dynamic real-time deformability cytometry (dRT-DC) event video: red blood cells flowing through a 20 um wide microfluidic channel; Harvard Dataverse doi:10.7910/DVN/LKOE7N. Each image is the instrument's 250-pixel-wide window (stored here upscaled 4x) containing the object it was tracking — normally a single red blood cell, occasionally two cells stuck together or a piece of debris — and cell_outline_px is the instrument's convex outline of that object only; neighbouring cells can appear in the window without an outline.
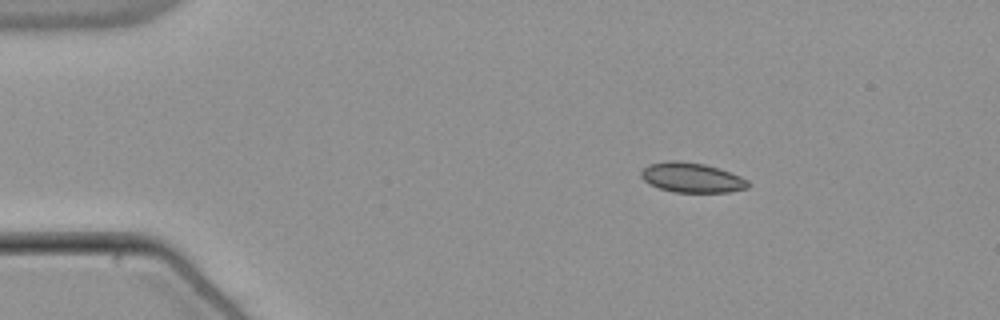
{"species": "common noctule bat (a hibernating species)", "species_latin": "Nyctalus noctula", "temperature_condition": "warm", "stored_images_in_passage": 46, "camera_frame_rate_fps": 3000, "um_per_image_px": 0.085, "animal": {"sex": "male", "body_mass_g": 21.5, "forearm_length_mm": 52.0}, "frame": {"image": 1, "passage_image": 1, "time_ms": 0.0, "image_size_px": [1000, 320], "cell_outline_px": [[748, 188], [728, 192], [676, 192], [660, 188], [644, 180], [640, 176], [640, 172], [648, 164], [668, 160], [676, 160], [704, 164], [720, 168], [740, 176], [748, 180]], "centroid_in_image_um": [58.8, 15.08], "position_along_channel_um": 26.2, "area_um2": 18.5}}
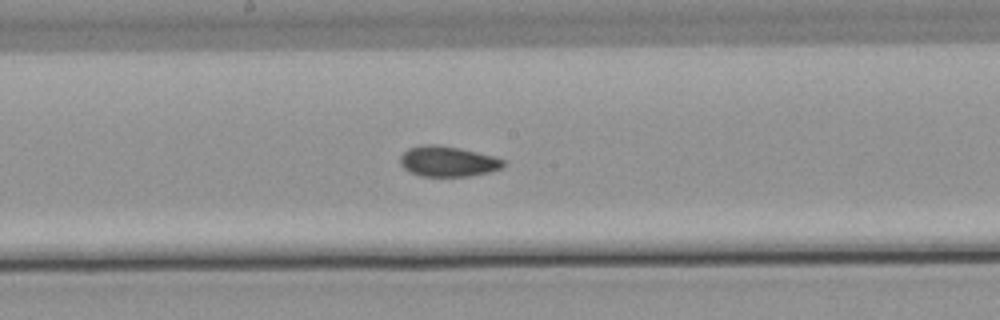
{"frame": {"image": 2, "passage_image": 21, "time_ms": 6.667, "image_size_px": [1000, 320], "cell_outline_px": [[504, 164], [500, 168], [488, 172], [468, 176], [420, 176], [404, 168], [400, 164], [400, 156], [408, 148], [420, 144], [436, 144], [460, 148], [492, 156], [504, 160]], "centroid_in_image_um": [38.01, 13.7], "position_along_channel_um": 210.2, "area_um2": 18.15}}
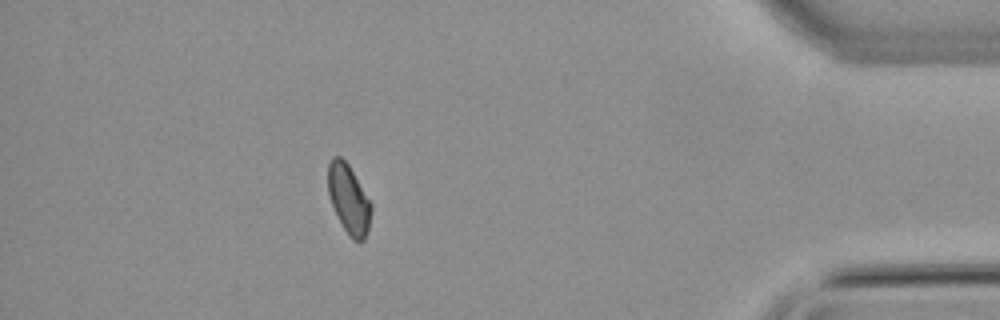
{"frame": {"image": 3, "passage_image": 40, "time_ms": 13.0, "image_size_px": [1000, 320], "cell_outline_px": [[372, 212], [368, 232], [364, 240], [360, 244], [352, 240], [348, 236], [332, 204], [328, 192], [328, 164], [332, 156], [340, 156], [348, 164], [372, 204]], "centroid_in_image_um": [29.66, 16.96], "position_along_channel_um": 405.5, "area_um2": 17.46}, "authors_computed_cell_mechanics": {"area_um2": 18.1781, "velocity_mm_per_s": 3.8357, "shape_relaxation_time_tau1_ms": null, "shape_relaxation_time_tau2_ms": 3.6573, "deformation_change_tau1": null, "deformation_change_tau2": 0.0562}}